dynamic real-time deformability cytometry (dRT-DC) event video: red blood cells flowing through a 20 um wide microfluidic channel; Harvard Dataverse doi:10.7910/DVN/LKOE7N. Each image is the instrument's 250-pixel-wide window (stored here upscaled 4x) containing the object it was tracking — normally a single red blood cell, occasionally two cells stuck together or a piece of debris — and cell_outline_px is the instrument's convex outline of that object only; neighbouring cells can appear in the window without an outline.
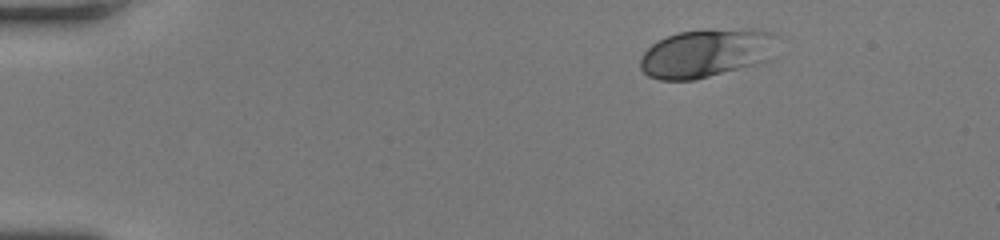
{"species": "human", "species_latin": "Homo sapiens", "temperature_condition": "room temperature", "stored_images_in_passage": 43, "camera_frame_rate_fps": 3000, "um_per_image_px": 0.085, "donor": {"sex": "female"}, "frame": {"image": 1, "passage_image": 1, "time_ms": 0.0, "image_size_px": [1000, 240], "cell_outline_px": [[776, 36], [768, 60], [756, 64], [696, 80], [660, 80], [648, 76], [640, 68], [640, 60], [644, 52], [652, 44], [676, 32], [704, 28], [748, 28], [772, 32]], "centroid_in_image_um": [60.01, 4.49], "position_along_channel_um": 25.0, "area_um2": 38.96}}
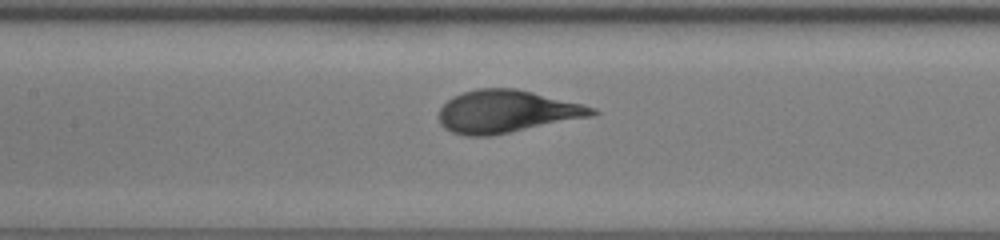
{"frame": {"image": 2, "passage_image": 18, "time_ms": 5.667, "image_size_px": [1000, 240], "cell_outline_px": [[600, 112], [596, 116], [492, 136], [468, 136], [452, 132], [444, 128], [440, 124], [440, 108], [452, 96], [464, 92], [480, 88], [516, 88], [584, 104], [596, 108]], "centroid_in_image_um": [43.13, 9.49], "position_along_channel_um": 164.3, "area_um2": 38.38}}
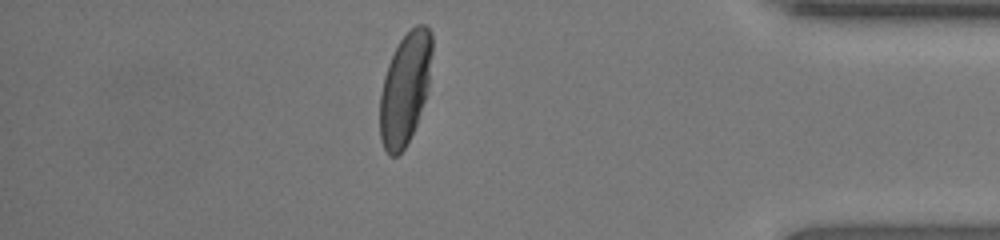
{"frame": {"image": 3, "passage_image": 37, "time_ms": 12.0, "image_size_px": [1000, 240], "cell_outline_px": [[432, 52], [428, 88], [416, 124], [404, 148], [396, 156], [388, 156], [380, 140], [380, 92], [384, 76], [388, 64], [400, 40], [416, 24], [424, 24], [432, 32]], "centroid_in_image_um": [34.42, 7.52], "position_along_channel_um": 400.8, "area_um2": 33.7}, "authors_computed_cell_mechanics": {"area_um2": 37.1654, "velocity_mm_per_s": 4.2141, "shape_relaxation_time_tau1_ms": 2.6845, "shape_relaxation_time_tau2_ms": null, "deformation_change_tau1": 0.1697, "deformation_change_tau2": null}}